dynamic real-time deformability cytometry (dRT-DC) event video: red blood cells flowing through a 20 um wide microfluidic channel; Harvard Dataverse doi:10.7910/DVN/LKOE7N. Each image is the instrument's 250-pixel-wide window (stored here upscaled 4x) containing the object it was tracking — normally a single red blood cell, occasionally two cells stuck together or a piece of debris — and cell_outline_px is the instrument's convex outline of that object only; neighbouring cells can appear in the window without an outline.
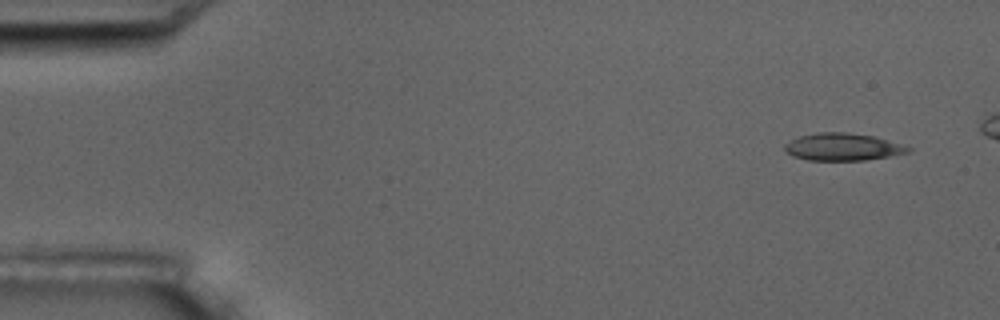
{"species": "common noctule bat (a hibernating species)", "species_latin": "Nyctalus noctula", "temperature_condition": "room temperature", "stored_images_in_passage": 5, "camera_frame_rate_fps": 3000, "um_per_image_px": 0.085, "animal": {"sex": "male", "body_mass_g": 17.5, "forearm_length_mm": 52.3}, "frame": {"image": 1, "passage_image": 1, "time_ms": 0.0, "image_size_px": [1000, 320], "cell_outline_px": [[912, 148], [908, 152], [888, 156], [864, 160], [808, 160], [792, 156], [784, 152], [784, 144], [796, 136], [816, 132], [848, 132], [876, 136]], "centroid_in_image_um": [71.55, 12.47], "position_along_channel_um": 13.4, "area_um2": 19.83}}